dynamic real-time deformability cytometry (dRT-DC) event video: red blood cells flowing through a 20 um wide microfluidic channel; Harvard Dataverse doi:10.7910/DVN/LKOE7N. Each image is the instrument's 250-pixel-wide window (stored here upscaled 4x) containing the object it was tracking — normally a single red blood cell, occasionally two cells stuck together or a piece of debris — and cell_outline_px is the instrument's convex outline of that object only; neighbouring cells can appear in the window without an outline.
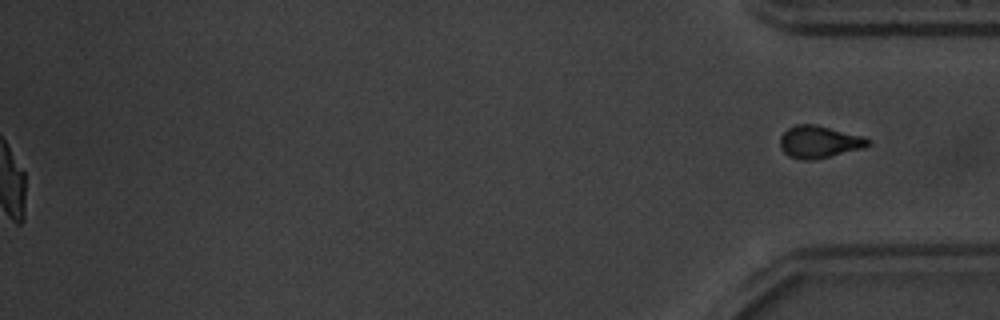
{"species": "common noctule bat (a hibernating species)", "species_latin": "Nyctalus noctula", "temperature_condition": "warm", "stored_images_in_passage": 53, "segment_of_instrument_passage": [2, 2], "camera_frame_rate_fps": 3000, "um_per_image_px": 0.085, "animal": {"sex": "male", "body_mass_g": 20.1, "forearm_length_mm": 53.5}, "frame": {"image": 1, "passage_image": 53, "time_ms": 17.333, "image_size_px": [1000, 320], "cell_outline_px": [[872, 144], [864, 148], [812, 160], [800, 160], [788, 156], [780, 148], [780, 136], [788, 128], [796, 124], [816, 124], [864, 136], [872, 140]], "centroid_in_image_um": [69.65, 12.05], "position_along_channel_um": 365.6, "area_um2": 16.76}}